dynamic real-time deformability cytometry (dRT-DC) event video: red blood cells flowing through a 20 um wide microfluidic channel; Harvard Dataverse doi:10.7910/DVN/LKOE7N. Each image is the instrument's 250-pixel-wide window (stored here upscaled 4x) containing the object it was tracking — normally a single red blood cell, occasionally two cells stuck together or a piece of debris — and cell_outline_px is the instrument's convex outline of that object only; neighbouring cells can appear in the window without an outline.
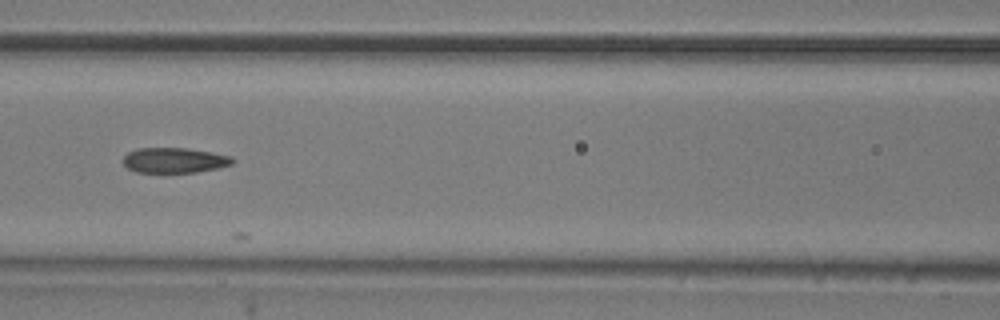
{"species": "common noctule bat (a hibernating species)", "species_latin": "Nyctalus noctula", "temperature_condition": "room temperature", "stored_images_in_passage": 9, "camera_frame_rate_fps": 3000, "um_per_image_px": 0.085, "animal": {"sex": "male", "body_mass_g": 20.5, "forearm_length_mm": 52.5}, "frame": {"image": 1, "passage_image": 7, "time_ms": 2.0, "image_size_px": [1000, 320], "cell_outline_px": [[236, 160], [232, 164], [216, 168], [196, 172], [136, 172], [128, 168], [124, 164], [124, 156], [128, 152], [136, 148], [188, 148], [232, 156]], "centroid_in_image_um": [14.83, 13.61], "position_along_channel_um": 151.8, "area_um2": 16.01}}
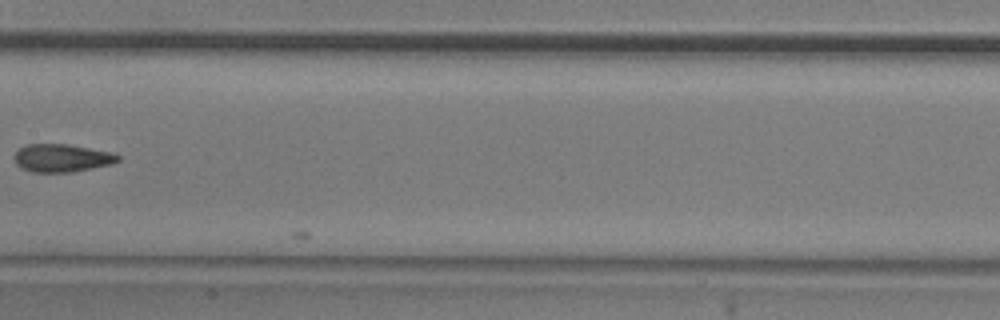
{"frame": {"image": 2, "passage_image": 8, "time_ms": 2.333, "image_size_px": [1000, 320], "cell_outline_px": [[120, 160], [112, 164], [72, 172], [32, 172], [16, 164], [12, 156], [20, 148], [28, 144], [68, 144], [112, 152], [120, 156]], "centroid_in_image_um": [5.26, 13.43], "position_along_channel_um": 202.1, "area_um2": 16.88}}